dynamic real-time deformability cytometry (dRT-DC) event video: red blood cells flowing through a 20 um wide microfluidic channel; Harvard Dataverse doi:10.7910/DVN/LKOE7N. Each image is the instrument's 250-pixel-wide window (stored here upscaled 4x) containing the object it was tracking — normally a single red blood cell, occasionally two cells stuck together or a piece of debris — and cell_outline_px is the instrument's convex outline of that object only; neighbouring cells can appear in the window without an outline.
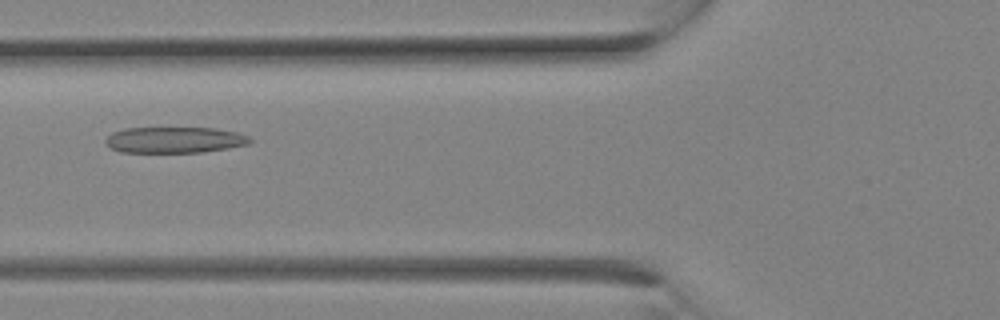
{"species": "Egyptian fruit bat (a non-hibernating species)", "species_latin": "Rousettus aegyptiacus", "temperature_condition": "room temperature", "stored_images_in_passage": 24, "camera_frame_rate_fps": 3000, "um_per_image_px": 0.085, "animal": {"sex": "female"}, "frame": {"image": 1, "passage_image": 8, "time_ms": 2.333, "image_size_px": [1000, 320], "cell_outline_px": [[252, 140], [248, 144], [228, 148], [200, 152], [120, 152], [104, 144], [104, 140], [112, 132], [124, 128], [216, 128], [236, 132], [248, 136]], "centroid_in_image_um": [14.8, 11.89], "position_along_channel_um": 111.0, "area_um2": 21.91}}
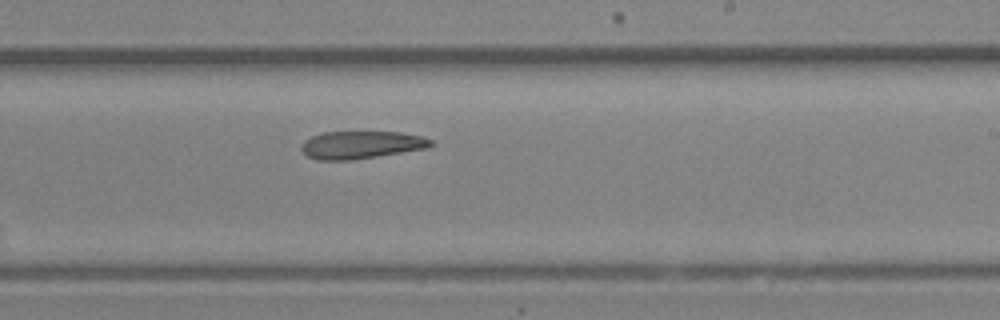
{"frame": {"image": 2, "passage_image": 14, "time_ms": 4.333, "image_size_px": [1000, 320], "cell_outline_px": [[432, 144], [428, 148], [352, 160], [316, 160], [308, 156], [300, 148], [304, 140], [312, 136], [324, 132], [400, 132], [420, 136], [432, 140]], "centroid_in_image_um": [30.68, 12.31], "position_along_channel_um": 258.3, "area_um2": 20.75}}
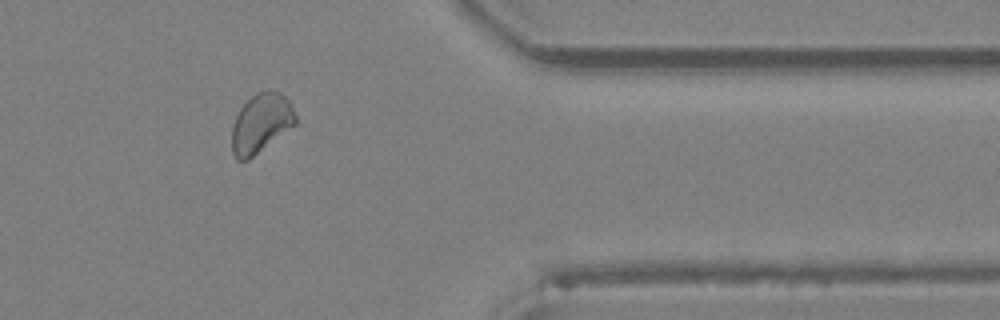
{"frame": {"image": 3, "passage_image": 20, "time_ms": 6.333, "image_size_px": [1000, 320], "cell_outline_px": [[296, 124], [248, 160], [236, 160], [232, 152], [232, 124], [240, 108], [256, 92], [268, 88], [280, 92], [288, 100], [296, 116]], "centroid_in_image_um": [22.17, 10.45], "position_along_channel_um": 389.2, "area_um2": 21.96}}